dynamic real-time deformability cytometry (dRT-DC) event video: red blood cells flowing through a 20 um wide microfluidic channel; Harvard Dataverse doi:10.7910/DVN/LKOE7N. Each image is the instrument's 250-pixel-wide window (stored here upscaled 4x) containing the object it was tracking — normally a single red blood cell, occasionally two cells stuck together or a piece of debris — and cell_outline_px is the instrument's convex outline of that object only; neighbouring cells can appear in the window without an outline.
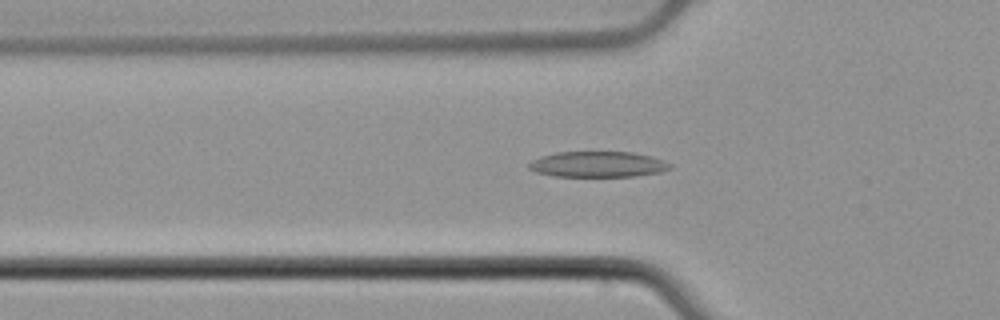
{"species": "common noctule bat (a hibernating species)", "species_latin": "Nyctalus noctula", "temperature_condition": "cold", "stored_images_in_passage": 52, "camera_frame_rate_fps": 3000, "um_per_image_px": 0.085, "animal": {"sex": "male", "body_mass_g": 21.5, "forearm_length_mm": 52.0}, "frame": {"image": 1, "passage_image": 17, "time_ms": 5.333, "image_size_px": [1000, 320], "cell_outline_px": [[672, 168], [660, 172], [636, 176], [552, 176], [536, 172], [528, 168], [528, 164], [532, 160], [540, 156], [556, 152], [632, 152], [648, 156], [672, 164]], "centroid_in_image_um": [50.77, 13.97], "position_along_channel_um": 75.0, "area_um2": 21.04}}
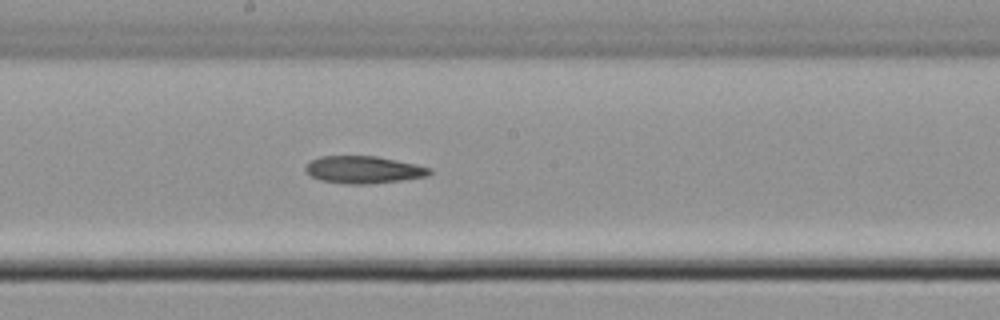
{"frame": {"image": 2, "passage_image": 28, "time_ms": 9.0, "image_size_px": [1000, 320], "cell_outline_px": [[432, 172], [428, 176], [400, 180], [368, 184], [344, 184], [320, 180], [312, 176], [304, 168], [312, 160], [320, 156], [376, 156], [416, 164], [432, 168]], "centroid_in_image_um": [30.92, 14.42], "position_along_channel_um": 217.3, "area_um2": 19.65}}
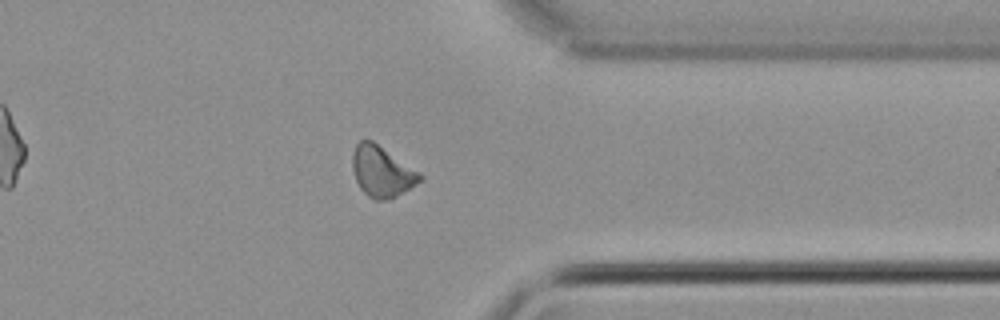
{"frame": {"image": 3, "passage_image": 41, "time_ms": 13.333, "image_size_px": [1000, 320], "cell_outline_px": [[424, 180], [396, 196], [388, 200], [372, 200], [360, 188], [356, 180], [352, 168], [352, 152], [356, 144], [360, 140], [372, 140], [420, 172], [424, 176]], "centroid_in_image_um": [32.46, 14.59], "position_along_channel_um": 378.9, "area_um2": 20.11}}